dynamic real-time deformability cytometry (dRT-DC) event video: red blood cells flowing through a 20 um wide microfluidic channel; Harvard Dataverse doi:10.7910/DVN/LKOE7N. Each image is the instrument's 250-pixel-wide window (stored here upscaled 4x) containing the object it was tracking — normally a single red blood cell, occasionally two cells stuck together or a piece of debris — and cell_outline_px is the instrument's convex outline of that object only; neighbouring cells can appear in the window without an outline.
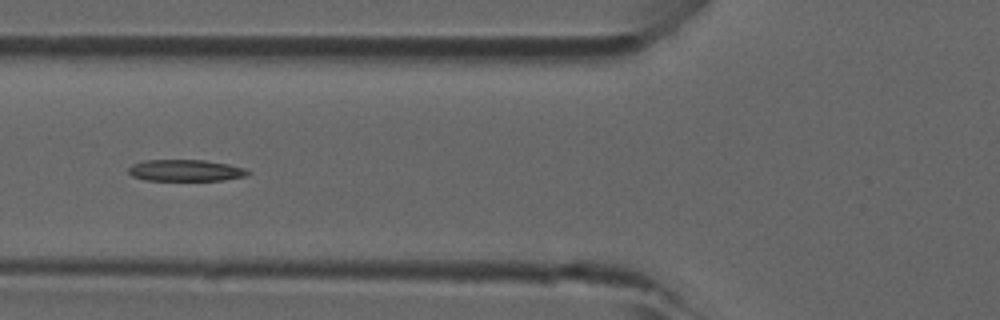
{"species": "common noctule bat (a hibernating species)", "species_latin": "Nyctalus noctula", "temperature_condition": "room temperature", "stored_images_in_passage": 5, "camera_frame_rate_fps": 3000, "um_per_image_px": 0.085, "animal": {"sex": "male", "forearm_length_mm": 52.5}, "frame": {"image": 1, "passage_image": 5, "time_ms": 1.333, "image_size_px": [1000, 320], "cell_outline_px": [[252, 172], [248, 176], [224, 180], [144, 180], [132, 176], [128, 172], [128, 168], [132, 164], [144, 160], [204, 160], [228, 164], [244, 168]], "centroid_in_image_um": [15.79, 14.49], "position_along_channel_um": 110.0, "area_um2": 15.09}}